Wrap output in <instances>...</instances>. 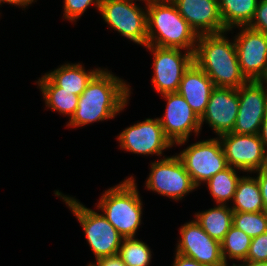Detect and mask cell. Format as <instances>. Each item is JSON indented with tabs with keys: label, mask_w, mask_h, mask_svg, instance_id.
<instances>
[{
	"label": "cell",
	"mask_w": 267,
	"mask_h": 266,
	"mask_svg": "<svg viewBox=\"0 0 267 266\" xmlns=\"http://www.w3.org/2000/svg\"><path fill=\"white\" fill-rule=\"evenodd\" d=\"M129 90L125 81L100 69L79 96L77 109L67 126L78 127L114 118L128 104Z\"/></svg>",
	"instance_id": "cell-1"
},
{
	"label": "cell",
	"mask_w": 267,
	"mask_h": 266,
	"mask_svg": "<svg viewBox=\"0 0 267 266\" xmlns=\"http://www.w3.org/2000/svg\"><path fill=\"white\" fill-rule=\"evenodd\" d=\"M224 33L198 36L194 62L208 75L215 87L238 89L248 80L242 74L235 43Z\"/></svg>",
	"instance_id": "cell-2"
},
{
	"label": "cell",
	"mask_w": 267,
	"mask_h": 266,
	"mask_svg": "<svg viewBox=\"0 0 267 266\" xmlns=\"http://www.w3.org/2000/svg\"><path fill=\"white\" fill-rule=\"evenodd\" d=\"M147 45L187 49L194 54L198 35L179 14L171 0H158L146 7Z\"/></svg>",
	"instance_id": "cell-3"
},
{
	"label": "cell",
	"mask_w": 267,
	"mask_h": 266,
	"mask_svg": "<svg viewBox=\"0 0 267 266\" xmlns=\"http://www.w3.org/2000/svg\"><path fill=\"white\" fill-rule=\"evenodd\" d=\"M134 178L105 191L97 209L113 225L123 238L135 237L141 225L142 202Z\"/></svg>",
	"instance_id": "cell-4"
},
{
	"label": "cell",
	"mask_w": 267,
	"mask_h": 266,
	"mask_svg": "<svg viewBox=\"0 0 267 266\" xmlns=\"http://www.w3.org/2000/svg\"><path fill=\"white\" fill-rule=\"evenodd\" d=\"M55 195L62 197L77 217L96 260L118 254L123 237L104 217L103 213L99 214L85 207L75 198L62 195L59 191H56Z\"/></svg>",
	"instance_id": "cell-5"
},
{
	"label": "cell",
	"mask_w": 267,
	"mask_h": 266,
	"mask_svg": "<svg viewBox=\"0 0 267 266\" xmlns=\"http://www.w3.org/2000/svg\"><path fill=\"white\" fill-rule=\"evenodd\" d=\"M178 156L196 187L228 167L219 137L193 143Z\"/></svg>",
	"instance_id": "cell-6"
},
{
	"label": "cell",
	"mask_w": 267,
	"mask_h": 266,
	"mask_svg": "<svg viewBox=\"0 0 267 266\" xmlns=\"http://www.w3.org/2000/svg\"><path fill=\"white\" fill-rule=\"evenodd\" d=\"M125 0H101L99 12L105 22L131 41L147 46V11Z\"/></svg>",
	"instance_id": "cell-7"
},
{
	"label": "cell",
	"mask_w": 267,
	"mask_h": 266,
	"mask_svg": "<svg viewBox=\"0 0 267 266\" xmlns=\"http://www.w3.org/2000/svg\"><path fill=\"white\" fill-rule=\"evenodd\" d=\"M228 166L243 172L259 171L267 167V151L259 134L219 135Z\"/></svg>",
	"instance_id": "cell-8"
},
{
	"label": "cell",
	"mask_w": 267,
	"mask_h": 266,
	"mask_svg": "<svg viewBox=\"0 0 267 266\" xmlns=\"http://www.w3.org/2000/svg\"><path fill=\"white\" fill-rule=\"evenodd\" d=\"M154 54L153 88L160 94L176 93L185 71L194 62V54H181L178 48L146 46Z\"/></svg>",
	"instance_id": "cell-9"
},
{
	"label": "cell",
	"mask_w": 267,
	"mask_h": 266,
	"mask_svg": "<svg viewBox=\"0 0 267 266\" xmlns=\"http://www.w3.org/2000/svg\"><path fill=\"white\" fill-rule=\"evenodd\" d=\"M150 170L146 187L163 196L179 200L196 188L178 155L152 163Z\"/></svg>",
	"instance_id": "cell-10"
},
{
	"label": "cell",
	"mask_w": 267,
	"mask_h": 266,
	"mask_svg": "<svg viewBox=\"0 0 267 266\" xmlns=\"http://www.w3.org/2000/svg\"><path fill=\"white\" fill-rule=\"evenodd\" d=\"M239 110L233 133L259 134L267 113V86L260 81H247L238 88Z\"/></svg>",
	"instance_id": "cell-11"
},
{
	"label": "cell",
	"mask_w": 267,
	"mask_h": 266,
	"mask_svg": "<svg viewBox=\"0 0 267 266\" xmlns=\"http://www.w3.org/2000/svg\"><path fill=\"white\" fill-rule=\"evenodd\" d=\"M234 43L242 74L248 81H259L267 68V34L241 26Z\"/></svg>",
	"instance_id": "cell-12"
},
{
	"label": "cell",
	"mask_w": 267,
	"mask_h": 266,
	"mask_svg": "<svg viewBox=\"0 0 267 266\" xmlns=\"http://www.w3.org/2000/svg\"><path fill=\"white\" fill-rule=\"evenodd\" d=\"M167 102L164 117L158 118L165 136L177 145L184 144L190 133L200 132V118L193 112L183 96L176 93H166L163 96Z\"/></svg>",
	"instance_id": "cell-13"
},
{
	"label": "cell",
	"mask_w": 267,
	"mask_h": 266,
	"mask_svg": "<svg viewBox=\"0 0 267 266\" xmlns=\"http://www.w3.org/2000/svg\"><path fill=\"white\" fill-rule=\"evenodd\" d=\"M120 147L135 154L162 155V151L173 146L165 136L158 118H147L123 130L117 137Z\"/></svg>",
	"instance_id": "cell-14"
},
{
	"label": "cell",
	"mask_w": 267,
	"mask_h": 266,
	"mask_svg": "<svg viewBox=\"0 0 267 266\" xmlns=\"http://www.w3.org/2000/svg\"><path fill=\"white\" fill-rule=\"evenodd\" d=\"M176 253L192 258L206 266H227L221 253V243L212 239L194 220L180 229Z\"/></svg>",
	"instance_id": "cell-15"
},
{
	"label": "cell",
	"mask_w": 267,
	"mask_h": 266,
	"mask_svg": "<svg viewBox=\"0 0 267 266\" xmlns=\"http://www.w3.org/2000/svg\"><path fill=\"white\" fill-rule=\"evenodd\" d=\"M239 110L238 89L215 87L212 90L206 110L200 118V126L206 122L217 135L232 132Z\"/></svg>",
	"instance_id": "cell-16"
},
{
	"label": "cell",
	"mask_w": 267,
	"mask_h": 266,
	"mask_svg": "<svg viewBox=\"0 0 267 266\" xmlns=\"http://www.w3.org/2000/svg\"><path fill=\"white\" fill-rule=\"evenodd\" d=\"M171 1L198 36L228 31L221 19L218 0Z\"/></svg>",
	"instance_id": "cell-17"
},
{
	"label": "cell",
	"mask_w": 267,
	"mask_h": 266,
	"mask_svg": "<svg viewBox=\"0 0 267 266\" xmlns=\"http://www.w3.org/2000/svg\"><path fill=\"white\" fill-rule=\"evenodd\" d=\"M214 88L208 75L193 62L185 71L177 93L184 97L193 112L201 118Z\"/></svg>",
	"instance_id": "cell-18"
},
{
	"label": "cell",
	"mask_w": 267,
	"mask_h": 266,
	"mask_svg": "<svg viewBox=\"0 0 267 266\" xmlns=\"http://www.w3.org/2000/svg\"><path fill=\"white\" fill-rule=\"evenodd\" d=\"M100 70L85 71L81 64H65L52 72L45 74L57 87L80 96L89 81Z\"/></svg>",
	"instance_id": "cell-19"
},
{
	"label": "cell",
	"mask_w": 267,
	"mask_h": 266,
	"mask_svg": "<svg viewBox=\"0 0 267 266\" xmlns=\"http://www.w3.org/2000/svg\"><path fill=\"white\" fill-rule=\"evenodd\" d=\"M233 213L226 204H219L202 213L198 212L195 220L212 239L221 243L232 226Z\"/></svg>",
	"instance_id": "cell-20"
},
{
	"label": "cell",
	"mask_w": 267,
	"mask_h": 266,
	"mask_svg": "<svg viewBox=\"0 0 267 266\" xmlns=\"http://www.w3.org/2000/svg\"><path fill=\"white\" fill-rule=\"evenodd\" d=\"M37 83L44 96L46 107H51L53 111L64 115L67 114L71 119L77 109L79 96L57 87L46 75H43Z\"/></svg>",
	"instance_id": "cell-21"
},
{
	"label": "cell",
	"mask_w": 267,
	"mask_h": 266,
	"mask_svg": "<svg viewBox=\"0 0 267 266\" xmlns=\"http://www.w3.org/2000/svg\"><path fill=\"white\" fill-rule=\"evenodd\" d=\"M258 0H218L221 19L225 28L248 26L252 21Z\"/></svg>",
	"instance_id": "cell-22"
},
{
	"label": "cell",
	"mask_w": 267,
	"mask_h": 266,
	"mask_svg": "<svg viewBox=\"0 0 267 266\" xmlns=\"http://www.w3.org/2000/svg\"><path fill=\"white\" fill-rule=\"evenodd\" d=\"M233 212H260L263 211V199L261 196L257 178L241 177L238 181L233 197Z\"/></svg>",
	"instance_id": "cell-23"
},
{
	"label": "cell",
	"mask_w": 267,
	"mask_h": 266,
	"mask_svg": "<svg viewBox=\"0 0 267 266\" xmlns=\"http://www.w3.org/2000/svg\"><path fill=\"white\" fill-rule=\"evenodd\" d=\"M235 168L228 166L211 177L206 183L208 189L218 204H226V201L233 200L238 181Z\"/></svg>",
	"instance_id": "cell-24"
},
{
	"label": "cell",
	"mask_w": 267,
	"mask_h": 266,
	"mask_svg": "<svg viewBox=\"0 0 267 266\" xmlns=\"http://www.w3.org/2000/svg\"><path fill=\"white\" fill-rule=\"evenodd\" d=\"M251 241V237L232 225L221 242V253L225 264L228 266L227 256L229 259L245 261Z\"/></svg>",
	"instance_id": "cell-25"
},
{
	"label": "cell",
	"mask_w": 267,
	"mask_h": 266,
	"mask_svg": "<svg viewBox=\"0 0 267 266\" xmlns=\"http://www.w3.org/2000/svg\"><path fill=\"white\" fill-rule=\"evenodd\" d=\"M151 250L143 241L135 237L123 238L118 255L126 266H148Z\"/></svg>",
	"instance_id": "cell-26"
},
{
	"label": "cell",
	"mask_w": 267,
	"mask_h": 266,
	"mask_svg": "<svg viewBox=\"0 0 267 266\" xmlns=\"http://www.w3.org/2000/svg\"><path fill=\"white\" fill-rule=\"evenodd\" d=\"M232 225L254 238L267 231V214L264 211L234 212Z\"/></svg>",
	"instance_id": "cell-27"
},
{
	"label": "cell",
	"mask_w": 267,
	"mask_h": 266,
	"mask_svg": "<svg viewBox=\"0 0 267 266\" xmlns=\"http://www.w3.org/2000/svg\"><path fill=\"white\" fill-rule=\"evenodd\" d=\"M101 0H64V18L75 21L91 4L99 10Z\"/></svg>",
	"instance_id": "cell-28"
},
{
	"label": "cell",
	"mask_w": 267,
	"mask_h": 266,
	"mask_svg": "<svg viewBox=\"0 0 267 266\" xmlns=\"http://www.w3.org/2000/svg\"><path fill=\"white\" fill-rule=\"evenodd\" d=\"M245 260L267 261V231L252 238L249 252Z\"/></svg>",
	"instance_id": "cell-29"
},
{
	"label": "cell",
	"mask_w": 267,
	"mask_h": 266,
	"mask_svg": "<svg viewBox=\"0 0 267 266\" xmlns=\"http://www.w3.org/2000/svg\"><path fill=\"white\" fill-rule=\"evenodd\" d=\"M249 28L267 34V0L259 1Z\"/></svg>",
	"instance_id": "cell-30"
},
{
	"label": "cell",
	"mask_w": 267,
	"mask_h": 266,
	"mask_svg": "<svg viewBox=\"0 0 267 266\" xmlns=\"http://www.w3.org/2000/svg\"><path fill=\"white\" fill-rule=\"evenodd\" d=\"M256 172H259L256 178L263 199V211L267 214V167Z\"/></svg>",
	"instance_id": "cell-31"
},
{
	"label": "cell",
	"mask_w": 267,
	"mask_h": 266,
	"mask_svg": "<svg viewBox=\"0 0 267 266\" xmlns=\"http://www.w3.org/2000/svg\"><path fill=\"white\" fill-rule=\"evenodd\" d=\"M96 264H89L90 266H126L121 257L116 254L113 256L103 257L98 260H96Z\"/></svg>",
	"instance_id": "cell-32"
},
{
	"label": "cell",
	"mask_w": 267,
	"mask_h": 266,
	"mask_svg": "<svg viewBox=\"0 0 267 266\" xmlns=\"http://www.w3.org/2000/svg\"><path fill=\"white\" fill-rule=\"evenodd\" d=\"M175 260L173 263V266H206L203 264H200L199 262H197L196 260L183 256L179 253H175Z\"/></svg>",
	"instance_id": "cell-33"
},
{
	"label": "cell",
	"mask_w": 267,
	"mask_h": 266,
	"mask_svg": "<svg viewBox=\"0 0 267 266\" xmlns=\"http://www.w3.org/2000/svg\"><path fill=\"white\" fill-rule=\"evenodd\" d=\"M259 137L261 141L263 142V146L266 151L267 150L266 148L267 147V113H266L265 118L262 121L261 128L259 131Z\"/></svg>",
	"instance_id": "cell-34"
},
{
	"label": "cell",
	"mask_w": 267,
	"mask_h": 266,
	"mask_svg": "<svg viewBox=\"0 0 267 266\" xmlns=\"http://www.w3.org/2000/svg\"><path fill=\"white\" fill-rule=\"evenodd\" d=\"M34 0H0V5H2L1 3H8V4H13V5H17V6H22L23 8H25L26 6H28L29 4H32Z\"/></svg>",
	"instance_id": "cell-35"
},
{
	"label": "cell",
	"mask_w": 267,
	"mask_h": 266,
	"mask_svg": "<svg viewBox=\"0 0 267 266\" xmlns=\"http://www.w3.org/2000/svg\"><path fill=\"white\" fill-rule=\"evenodd\" d=\"M243 264L236 265L235 263L232 266H267V261H242ZM245 263V265H244Z\"/></svg>",
	"instance_id": "cell-36"
},
{
	"label": "cell",
	"mask_w": 267,
	"mask_h": 266,
	"mask_svg": "<svg viewBox=\"0 0 267 266\" xmlns=\"http://www.w3.org/2000/svg\"><path fill=\"white\" fill-rule=\"evenodd\" d=\"M125 1H127V2H132V3H133L134 0H125ZM140 1H141V0H140ZM142 1L147 2V3H146V6H149L150 4H152L153 2H156V1H158V0H142Z\"/></svg>",
	"instance_id": "cell-37"
},
{
	"label": "cell",
	"mask_w": 267,
	"mask_h": 266,
	"mask_svg": "<svg viewBox=\"0 0 267 266\" xmlns=\"http://www.w3.org/2000/svg\"><path fill=\"white\" fill-rule=\"evenodd\" d=\"M261 83H267V68H266V71L264 73V75L262 76V78L259 80ZM267 85V84H266Z\"/></svg>",
	"instance_id": "cell-38"
}]
</instances>
